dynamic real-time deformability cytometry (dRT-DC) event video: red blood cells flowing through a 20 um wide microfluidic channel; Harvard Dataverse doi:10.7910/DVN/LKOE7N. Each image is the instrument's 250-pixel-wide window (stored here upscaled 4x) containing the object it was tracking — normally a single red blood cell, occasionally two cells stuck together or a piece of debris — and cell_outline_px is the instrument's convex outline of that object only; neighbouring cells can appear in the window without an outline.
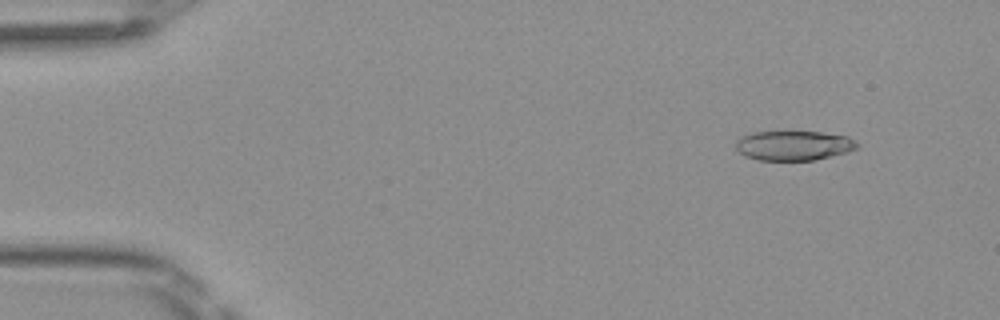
{"species": "Egyptian fruit bat (a non-hibernating species)", "species_latin": "Rousettus aegyptiacus", "temperature_condition": "room temperature", "stored_images_in_passage": 49, "camera_frame_rate_fps": 3000, "um_per_image_px": 0.085, "frame": {"image": 1, "passage_image": 5, "time_ms": 1.333, "image_size_px": [1000, 320], "cell_outline_px": [[860, 148], [848, 152], [816, 160], [760, 160], [744, 156], [736, 148], [736, 140], [740, 136], [752, 132], [820, 132], [848, 136], [860, 144]], "centroid_in_image_um": [67.5, 12.37], "position_along_channel_um": 17.5, "area_um2": 21.15}}
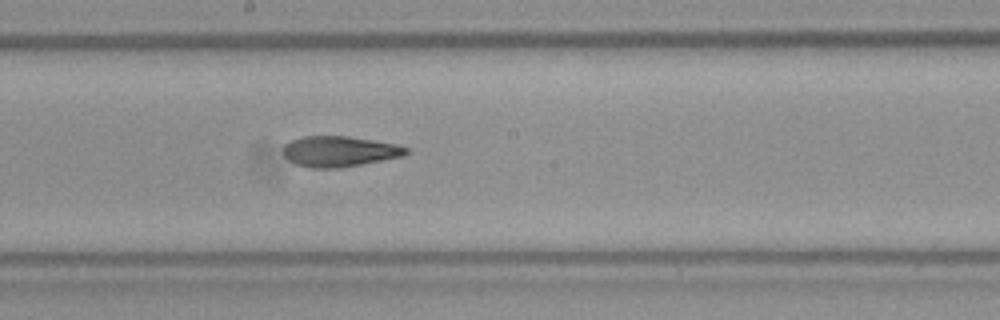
{"frame": {"image": 2, "passage_image": 27, "time_ms": 8.667, "image_size_px": [1000, 320], "cell_outline_px": [[408, 152], [404, 156], [340, 168], [308, 168], [296, 164], [288, 160], [284, 156], [284, 144], [292, 140], [304, 136], [348, 136], [400, 144], [408, 148]], "centroid_in_image_um": [28.86, 12.87], "position_along_channel_um": 219.3, "area_um2": 22.08}}
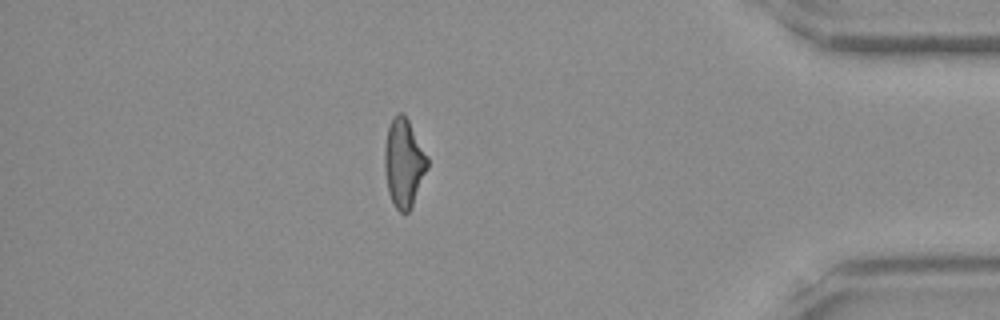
{"frame": {"image": 3, "passage_image": 43, "time_ms": 14.0, "image_size_px": [1000, 320], "cell_outline_px": [[428, 168], [412, 204], [408, 212], [400, 212], [396, 208], [388, 192], [384, 168], [384, 148], [388, 128], [396, 112], [404, 112], [428, 156]], "centroid_in_image_um": [34.32, 13.8], "position_along_channel_um": 400.9, "area_um2": 21.96}, "authors_computed_cell_mechanics": {"area_um2": 22.3108, "velocity_mm_per_s": 4.1225, "shape_relaxation_time_tau1_ms": null, "shape_relaxation_time_tau2_ms": 3.091, "deformation_change_tau1": null, "deformation_change_tau2": 0.1204}}